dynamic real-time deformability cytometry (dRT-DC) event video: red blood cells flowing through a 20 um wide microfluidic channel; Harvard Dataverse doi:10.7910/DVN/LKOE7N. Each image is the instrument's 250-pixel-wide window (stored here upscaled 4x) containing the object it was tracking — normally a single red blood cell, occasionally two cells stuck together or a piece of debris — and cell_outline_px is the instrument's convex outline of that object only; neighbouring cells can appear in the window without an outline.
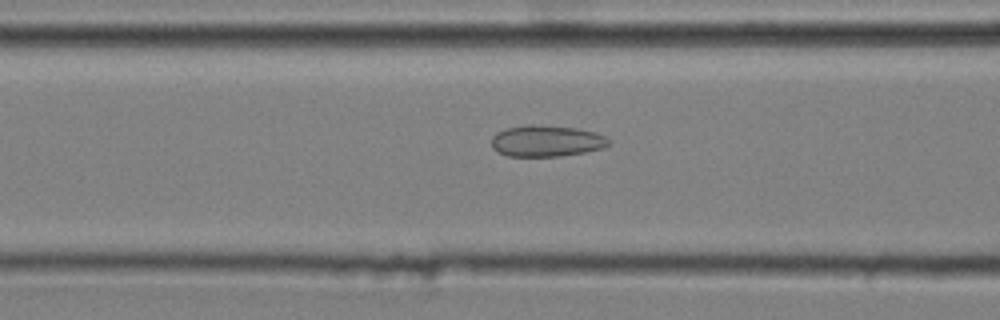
{"species": "common noctule bat (a hibernating species)", "species_latin": "Nyctalus noctula", "temperature_condition": "cold", "stored_images_in_passage": 49, "camera_frame_rate_fps": 3000, "um_per_image_px": 0.085, "animal": {"sex": "male", "body_mass_g": 20.4}, "frame": {"image": 1, "passage_image": 21, "time_ms": 6.667, "image_size_px": [1000, 320], "cell_outline_px": [[608, 144], [604, 148], [584, 152], [560, 156], [508, 156], [496, 152], [492, 148], [492, 136], [496, 132], [508, 128], [528, 124], [532, 124], [576, 128], [596, 132], [604, 136], [608, 140]], "centroid_in_image_um": [46.41, 11.98], "position_along_channel_um": 120.2, "area_um2": 21.39}}
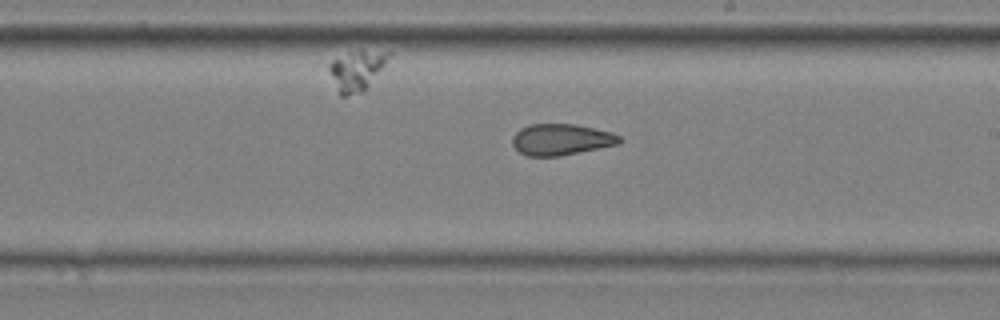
{"frame": {"image": 2, "passage_image": 31, "time_ms": 10.0, "image_size_px": [1000, 320], "cell_outline_px": [[624, 140], [620, 144], [560, 156], [528, 156], [520, 152], [512, 144], [512, 136], [520, 128], [528, 124], [576, 124], [612, 132], [620, 136]], "centroid_in_image_um": [47.72, 11.85], "position_along_channel_um": 241.3, "area_um2": 19.71}}
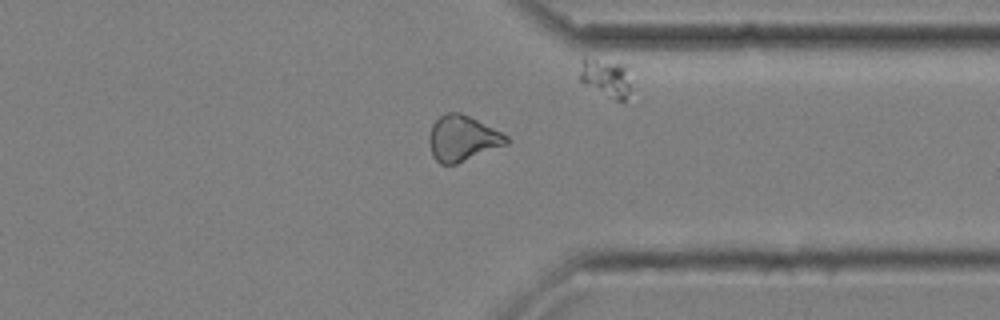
{"frame": {"image": 3, "passage_image": 42, "time_ms": 13.667, "image_size_px": [1000, 320], "cell_outline_px": [[512, 140], [508, 144], [456, 164], [440, 164], [432, 156], [428, 140], [428, 136], [432, 124], [440, 116], [448, 112], [460, 112], [508, 136]], "centroid_in_image_um": [39.29, 11.77], "position_along_channel_um": 372.1, "area_um2": 20.46}, "authors_computed_cell_mechanics": {"area_um2": 20.9236, "velocity_mm_per_s": 3.6407, "shape_relaxation_time_tau1_ms": null, "shape_relaxation_time_tau2_ms": 2.2869, "deformation_change_tau1": null, "deformation_change_tau2": 0.0932}}